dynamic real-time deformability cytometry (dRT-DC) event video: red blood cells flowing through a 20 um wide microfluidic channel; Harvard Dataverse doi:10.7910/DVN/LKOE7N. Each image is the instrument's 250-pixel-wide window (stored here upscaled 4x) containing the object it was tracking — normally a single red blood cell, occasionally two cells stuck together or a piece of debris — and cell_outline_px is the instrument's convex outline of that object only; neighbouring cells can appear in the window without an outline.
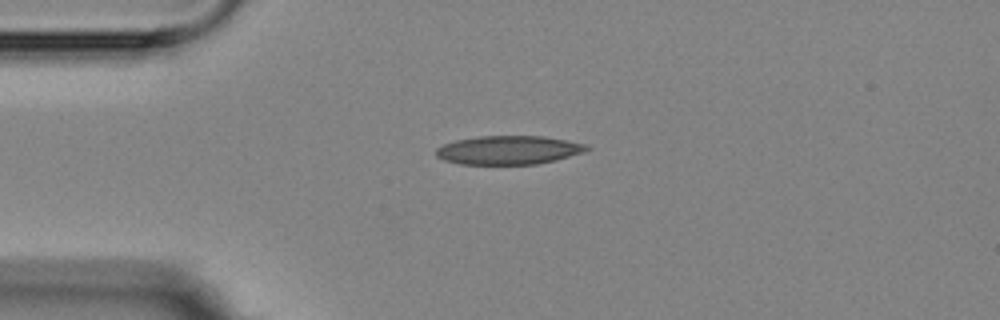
{"species": "Egyptian fruit bat (a non-hibernating species)", "species_latin": "Rousettus aegyptiacus", "temperature_condition": "room temperature", "stored_images_in_passage": 5, "camera_frame_rate_fps": 3000, "um_per_image_px": 0.085, "animal": {"sex": "female"}, "frame": {"image": 1, "passage_image": 1, "time_ms": 0.0, "image_size_px": [1000, 320], "cell_outline_px": [[592, 148], [584, 152], [556, 160], [536, 164], [460, 164], [444, 160], [436, 156], [436, 148], [444, 144], [456, 140], [480, 136], [544, 136], [588, 144]], "centroid_in_image_um": [43.26, 12.75], "position_along_channel_um": 41.7, "area_um2": 25.26}}
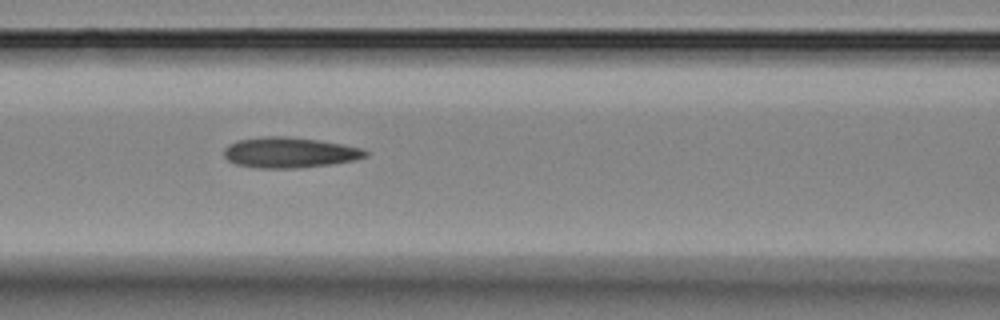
{"frame": {"image": 2, "passage_image": 4, "time_ms": 3.333, "image_size_px": [1000, 320], "cell_outline_px": [[368, 156], [352, 160], [328, 164], [292, 168], [256, 168], [236, 164], [228, 160], [224, 156], [224, 148], [228, 144], [236, 140], [260, 136], [288, 136], [320, 140], [364, 148], [368, 152]], "centroid_in_image_um": [24.57, 12.94], "position_along_channel_um": 142.0, "area_um2": 25.26}}
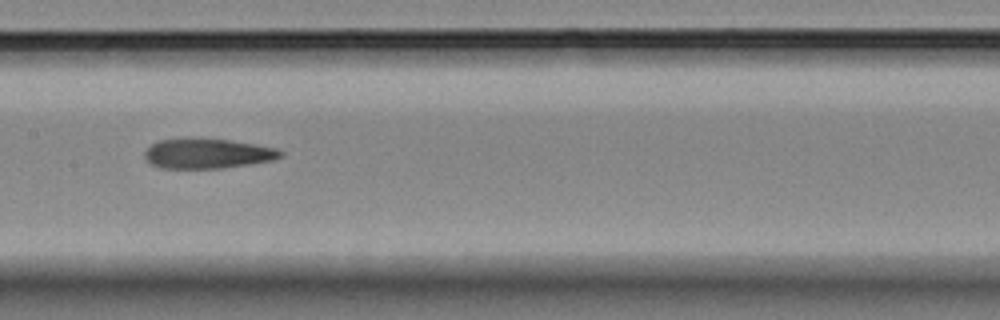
{"frame": {"image": 3, "passage_image": 5, "time_ms": 4.667, "image_size_px": [1000, 320], "cell_outline_px": [[284, 156], [272, 160], [224, 168], [160, 168], [152, 164], [144, 156], [144, 152], [152, 144], [160, 140], [192, 136], [232, 140], [256, 144], [276, 148], [284, 152]], "centroid_in_image_um": [17.64, 13.02], "position_along_channel_um": 189.8, "area_um2": 24.16}}